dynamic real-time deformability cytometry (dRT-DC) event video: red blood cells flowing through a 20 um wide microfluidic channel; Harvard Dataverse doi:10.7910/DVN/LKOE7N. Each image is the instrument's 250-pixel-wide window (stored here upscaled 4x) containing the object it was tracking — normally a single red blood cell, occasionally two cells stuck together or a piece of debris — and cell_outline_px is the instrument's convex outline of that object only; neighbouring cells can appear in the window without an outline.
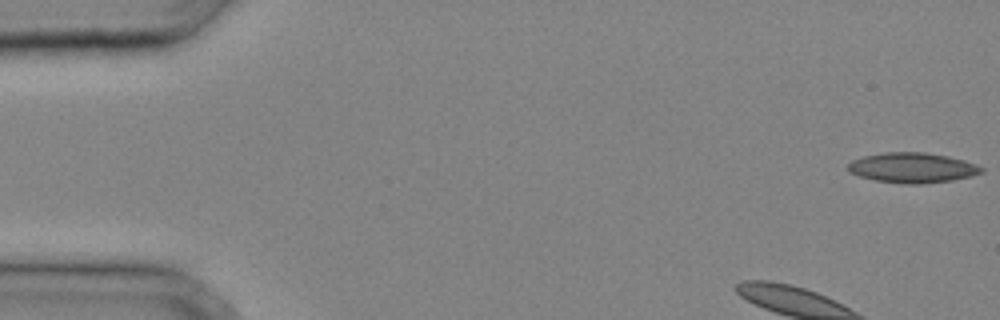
{"species": "common noctule bat (a hibernating species)", "species_latin": "Nyctalus noctula", "temperature_condition": "cold", "stored_images_in_passage": 33, "camera_frame_rate_fps": 3000, "um_per_image_px": 0.085, "animal": {"sex": "male", "body_mass_g": 20.4}, "frame": {"image": 1, "passage_image": 1, "time_ms": 0.0, "image_size_px": [1000, 320], "cell_outline_px": [[984, 172], [972, 176], [952, 180], [920, 184], [904, 184], [876, 180], [860, 176], [848, 172], [848, 164], [852, 160], [864, 156], [884, 152], [924, 152], [948, 156], [964, 160], [976, 164], [984, 168]], "centroid_in_image_um": [77.57, 14.25], "position_along_channel_um": 7.4, "area_um2": 23.47}}
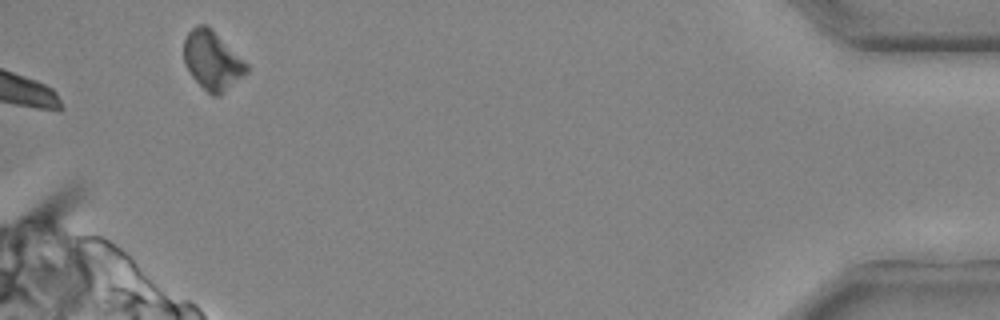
{"frame": {"image": 2, "passage_image": 33, "time_ms": 10.667, "image_size_px": [1000, 320], "cell_outline_px": [[248, 72], [220, 96], [212, 96], [192, 76], [184, 64], [184, 40], [188, 32], [196, 24], [204, 24], [212, 28], [248, 64]], "centroid_in_image_um": [18.05, 5.13], "position_along_channel_um": 417.2, "area_um2": 21.5}}